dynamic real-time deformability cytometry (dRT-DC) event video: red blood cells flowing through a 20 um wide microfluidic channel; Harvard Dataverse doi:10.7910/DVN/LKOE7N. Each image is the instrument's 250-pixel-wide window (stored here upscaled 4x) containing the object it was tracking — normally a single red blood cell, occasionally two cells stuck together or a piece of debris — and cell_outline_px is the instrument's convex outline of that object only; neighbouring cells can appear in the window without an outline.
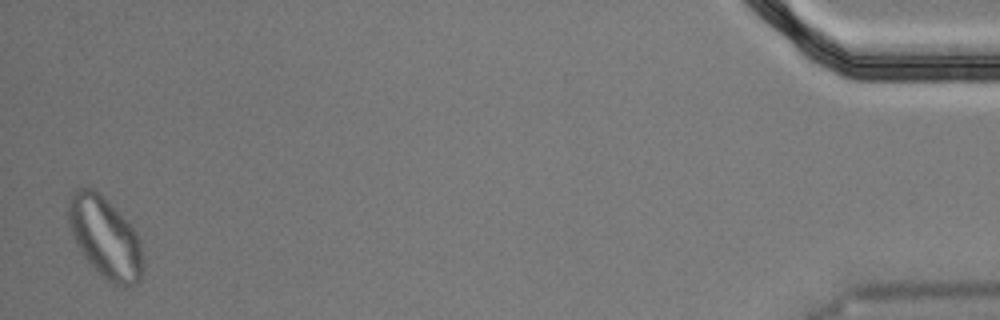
{"species": "Egyptian fruit bat (a non-hibernating species)", "species_latin": "Rousettus aegyptiacus", "temperature_condition": "cold", "stored_images_in_passage": 57, "segment_of_instrument_passage": [2, 2], "camera_frame_rate_fps": 3000, "um_per_image_px": 0.085, "animal": {"sex": "male"}, "frame": {"image": 1, "passage_image": 56, "time_ms": 18.333, "image_size_px": [1000, 320], "cell_outline_px": [[144, 272], [140, 280], [136, 284], [124, 288], [112, 284], [80, 252], [72, 232], [68, 220], [68, 200], [72, 192], [76, 188], [88, 184], [100, 192], [136, 232], [140, 240], [144, 256]], "centroid_in_image_um": [8.96, 20.17], "position_along_channel_um": 426.2, "area_um2": 35.49}}